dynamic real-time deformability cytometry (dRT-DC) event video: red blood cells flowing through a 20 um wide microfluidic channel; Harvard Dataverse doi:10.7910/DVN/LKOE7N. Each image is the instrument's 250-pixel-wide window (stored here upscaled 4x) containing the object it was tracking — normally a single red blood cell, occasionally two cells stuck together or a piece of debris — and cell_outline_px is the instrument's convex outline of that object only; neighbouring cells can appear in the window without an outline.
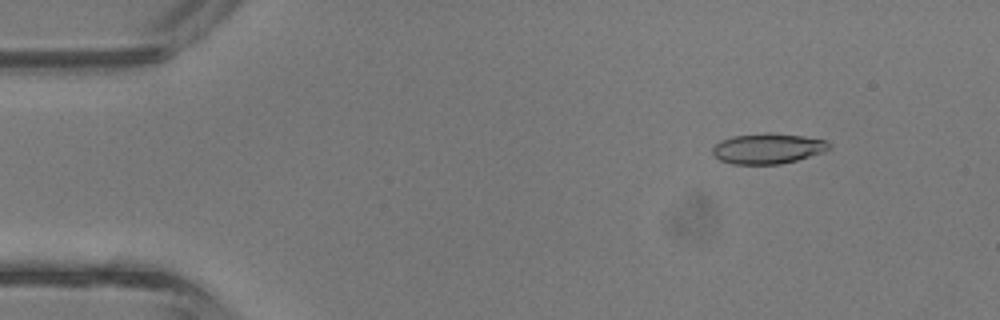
{"species": "common noctule bat (a hibernating species)", "species_latin": "Nyctalus noctula", "temperature_condition": "room temperature", "stored_images_in_passage": 4, "camera_frame_rate_fps": 3000, "um_per_image_px": 0.085, "animal": {"sex": "male", "body_mass_g": 13.3}, "frame": {"image": 1, "passage_image": 2, "time_ms": 0.333, "image_size_px": [1000, 320], "cell_outline_px": [[832, 148], [824, 152], [796, 160], [780, 164], [732, 164], [720, 160], [712, 152], [712, 148], [720, 140], [732, 136], [768, 132], [804, 136], [828, 140], [832, 144]], "centroid_in_image_um": [65.31, 12.61], "position_along_channel_um": 19.7, "area_um2": 20.87}}